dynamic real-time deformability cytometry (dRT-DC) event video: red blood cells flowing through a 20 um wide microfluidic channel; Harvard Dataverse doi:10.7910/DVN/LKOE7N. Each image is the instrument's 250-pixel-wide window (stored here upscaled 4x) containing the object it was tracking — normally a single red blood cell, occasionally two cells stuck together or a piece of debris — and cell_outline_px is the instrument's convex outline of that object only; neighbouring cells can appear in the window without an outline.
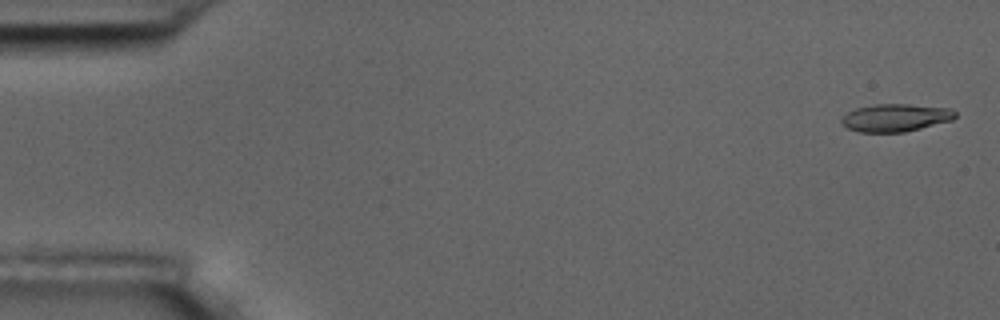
{"species": "common noctule bat (a hibernating species)", "species_latin": "Nyctalus noctula", "temperature_condition": "room temperature", "stored_images_in_passage": 6, "segment_of_instrument_passage": [1, 2], "camera_frame_rate_fps": 3000, "um_per_image_px": 0.085, "animal": {"sex": "male", "body_mass_g": 17.5, "forearm_length_mm": 52.3}, "frame": {"image": 1, "passage_image": 1, "time_ms": 0.0, "image_size_px": [1000, 320], "cell_outline_px": [[956, 116], [952, 120], [904, 132], [860, 132], [848, 128], [840, 120], [848, 112], [856, 108], [876, 104], [908, 104], [948, 108], [956, 112]], "centroid_in_image_um": [76.12, 10.0], "position_along_channel_um": 8.9, "area_um2": 18.09}}